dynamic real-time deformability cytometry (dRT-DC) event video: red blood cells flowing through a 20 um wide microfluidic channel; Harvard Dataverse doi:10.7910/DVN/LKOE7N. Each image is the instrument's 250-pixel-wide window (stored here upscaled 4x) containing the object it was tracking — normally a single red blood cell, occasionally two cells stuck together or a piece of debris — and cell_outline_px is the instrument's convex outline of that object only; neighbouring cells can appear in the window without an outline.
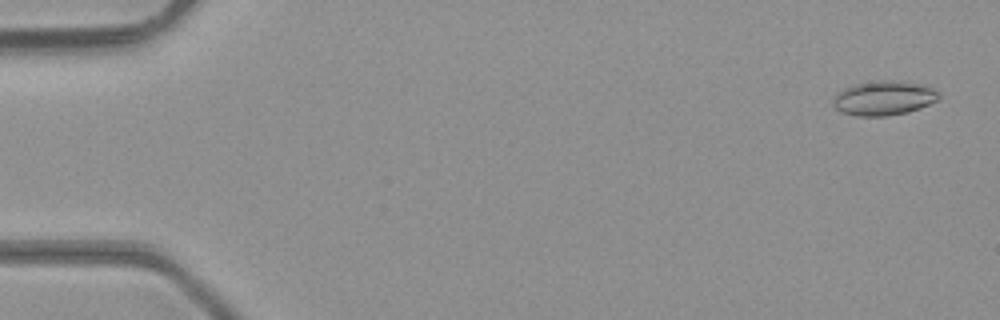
{"species": "common noctule bat (a hibernating species)", "species_latin": "Nyctalus noctula", "temperature_condition": "room temperature", "stored_images_in_passage": 5, "camera_frame_rate_fps": 3000, "um_per_image_px": 0.085, "animal": {"sex": "male", "body_mass_g": 23.1, "forearm_length_mm": 52.7}, "frame": {"image": 1, "passage_image": 1, "time_ms": 0.0, "image_size_px": [1000, 320], "cell_outline_px": [[940, 100], [920, 108], [908, 112], [888, 116], [856, 116], [840, 112], [832, 104], [836, 92], [852, 84], [876, 80], [888, 80], [920, 84], [932, 88], [940, 92]], "centroid_in_image_um": [75.11, 8.34], "position_along_channel_um": 9.9, "area_um2": 21.5}}